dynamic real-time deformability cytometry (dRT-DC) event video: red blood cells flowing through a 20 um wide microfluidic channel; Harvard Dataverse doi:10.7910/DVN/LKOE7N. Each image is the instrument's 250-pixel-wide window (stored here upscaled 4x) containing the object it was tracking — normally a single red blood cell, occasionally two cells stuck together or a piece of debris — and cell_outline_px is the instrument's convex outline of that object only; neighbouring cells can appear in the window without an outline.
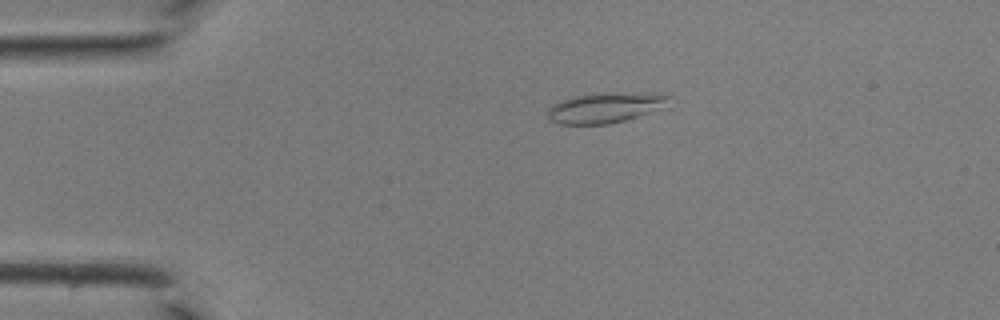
{"species": "common noctule bat (a hibernating species)", "species_latin": "Nyctalus noctula", "temperature_condition": "room temperature", "stored_images_in_passage": 34, "camera_frame_rate_fps": 3000, "um_per_image_px": 0.085, "animal": {"sex": "male", "body_mass_g": 19.0, "forearm_length_mm": 50.8}, "frame": {"image": 1, "passage_image": 1, "time_ms": 0.0, "image_size_px": [1000, 320], "cell_outline_px": [[672, 96], [644, 112], [636, 116], [624, 120], [608, 124], [560, 124], [552, 120], [548, 116], [548, 108], [552, 104], [572, 96], [644, 92], [664, 92]], "centroid_in_image_um": [51.32, 9.14], "position_along_channel_um": 33.7, "area_um2": 20.29}}
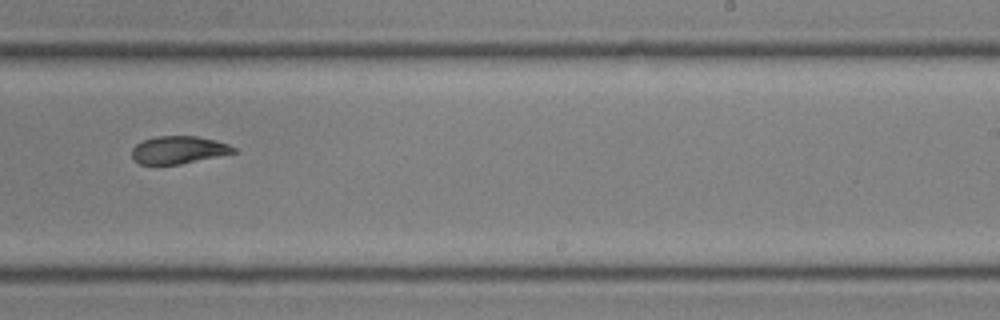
{"frame": {"image": 2, "passage_image": 19, "time_ms": 6.0, "image_size_px": [1000, 320], "cell_outline_px": [[236, 152], [180, 164], [140, 164], [132, 156], [132, 148], [136, 144], [144, 140], [156, 136], [196, 136], [228, 144], [236, 148]], "centroid_in_image_um": [15.15, 12.74], "position_along_channel_um": 273.8, "area_um2": 16.07}}
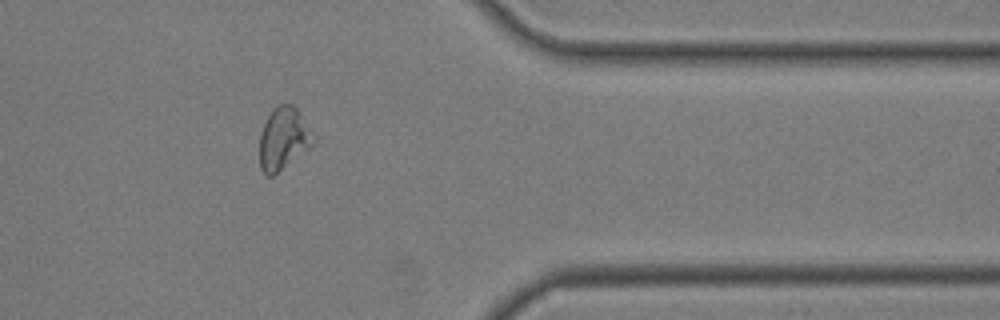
{"frame": {"image": 3, "passage_image": 27, "time_ms": 8.667, "image_size_px": [1000, 320], "cell_outline_px": [[316, 140], [312, 144], [272, 176], [268, 176], [260, 168], [260, 132], [272, 108], [276, 104], [292, 104], [300, 112]], "centroid_in_image_um": [24.07, 11.73], "position_along_channel_um": 387.3, "area_um2": 19.07}}